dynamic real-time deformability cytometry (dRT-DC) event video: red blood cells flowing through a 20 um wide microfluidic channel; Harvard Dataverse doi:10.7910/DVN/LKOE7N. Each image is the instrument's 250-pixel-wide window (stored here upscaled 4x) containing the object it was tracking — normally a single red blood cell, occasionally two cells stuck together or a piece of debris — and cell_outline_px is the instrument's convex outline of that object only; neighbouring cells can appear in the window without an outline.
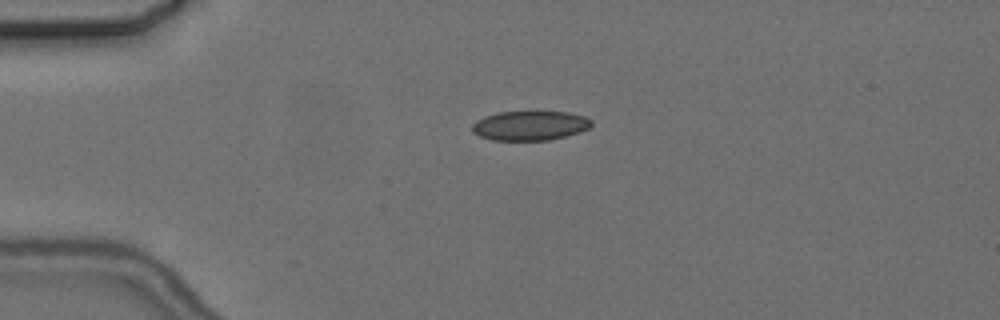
{"species": "common noctule bat (a hibernating species)", "species_latin": "Nyctalus noctula", "temperature_condition": "cold", "stored_images_in_passage": 2, "camera_frame_rate_fps": 3000, "um_per_image_px": 0.085, "animal": {"sex": "female", "body_mass_g": 24.6, "forearm_length_mm": 56.2}, "frame": {"image": 1, "passage_image": 1, "time_ms": 0.0, "image_size_px": [1000, 320], "cell_outline_px": [[592, 124], [588, 128], [580, 132], [548, 140], [492, 140], [480, 136], [472, 132], [472, 124], [476, 120], [484, 116], [496, 112], [536, 108], [568, 112], [584, 116], [592, 120]], "centroid_in_image_um": [45.04, 10.61], "position_along_channel_um": 40.0, "area_um2": 21.5}}